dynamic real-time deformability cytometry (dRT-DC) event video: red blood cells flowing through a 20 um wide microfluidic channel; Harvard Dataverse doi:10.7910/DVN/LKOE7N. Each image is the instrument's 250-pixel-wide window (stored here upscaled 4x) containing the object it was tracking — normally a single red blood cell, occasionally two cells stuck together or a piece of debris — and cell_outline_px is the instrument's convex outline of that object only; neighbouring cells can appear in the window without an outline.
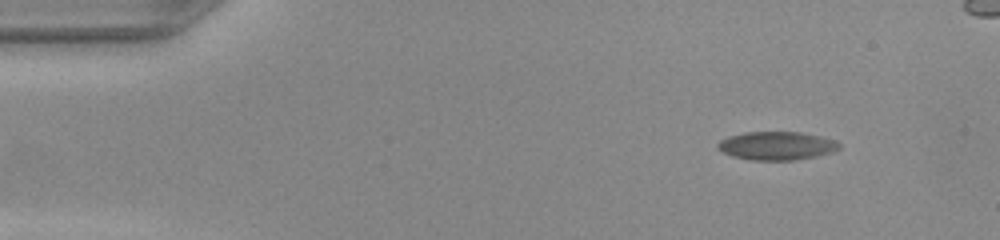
{"species": "common noctule bat (a hibernating species)", "species_latin": "Nyctalus noctula", "temperature_condition": "warm", "stored_images_in_passage": 50, "camera_frame_rate_fps": 3000, "um_per_image_px": 0.085, "animal": {"sex": "female", "body_mass_g": 22.0, "forearm_length_mm": 56.7}, "frame": {"image": 1, "passage_image": 5, "time_ms": 1.333, "image_size_px": [1000, 240], "cell_outline_px": [[840, 148], [832, 152], [816, 156], [792, 160], [752, 160], [732, 156], [720, 152], [716, 148], [716, 144], [720, 140], [728, 136], [744, 132], [800, 132], [820, 136], [836, 140], [840, 144]], "centroid_in_image_um": [65.98, 12.39], "position_along_channel_um": 19.0, "area_um2": 20.23}}
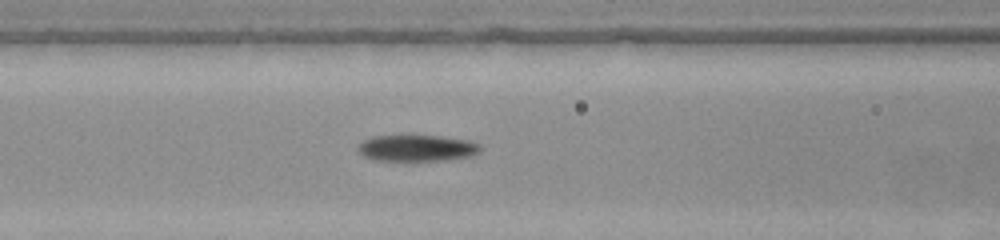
{"frame": {"image": 2, "passage_image": 20, "time_ms": 6.333, "image_size_px": [1000, 240], "cell_outline_px": [[480, 152], [472, 156], [448, 160], [416, 164], [404, 164], [376, 160], [364, 156], [360, 152], [360, 144], [364, 140], [372, 136], [440, 136], [468, 140], [480, 144]], "centroid_in_image_um": [35.47, 12.66], "position_along_channel_um": 131.1, "area_um2": 19.77}}
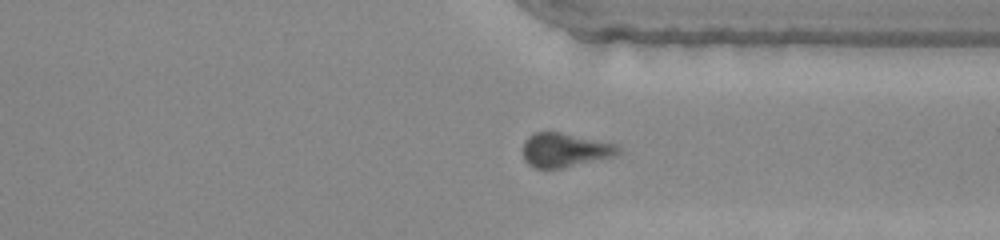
{"frame": {"image": 3, "passage_image": 37, "time_ms": 12.0, "image_size_px": [1000, 240], "cell_outline_px": [[620, 152], [616, 156], [564, 168], [536, 168], [528, 164], [524, 160], [524, 140], [532, 132], [560, 132], [616, 144], [620, 148]], "centroid_in_image_um": [48.01, 12.76], "position_along_channel_um": 363.4, "area_um2": 18.96}}